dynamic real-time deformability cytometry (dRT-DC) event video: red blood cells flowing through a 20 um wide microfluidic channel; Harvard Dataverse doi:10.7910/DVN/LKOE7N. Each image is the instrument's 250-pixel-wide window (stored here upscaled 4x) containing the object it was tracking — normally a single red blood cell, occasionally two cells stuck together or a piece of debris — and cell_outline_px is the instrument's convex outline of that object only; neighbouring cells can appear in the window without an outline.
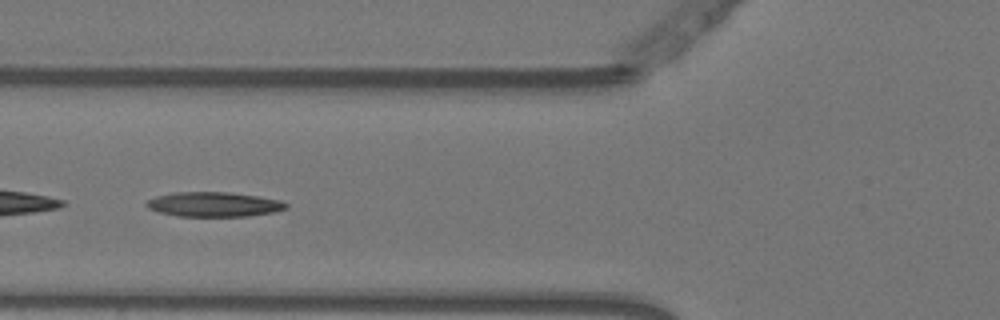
{"species": "Egyptian fruit bat (a non-hibernating species)", "species_latin": "Rousettus aegyptiacus", "temperature_condition": "warm", "stored_images_in_passage": 48, "camera_frame_rate_fps": 3000, "um_per_image_px": 0.085, "animal": {"sex": "female"}, "frame": {"image": 1, "passage_image": 14, "time_ms": 4.333, "image_size_px": [1000, 320], "cell_outline_px": [[288, 208], [272, 212], [248, 216], [176, 216], [160, 212], [148, 208], [144, 204], [148, 200], [156, 196], [176, 192], [228, 192], [260, 196], [280, 200], [288, 204]], "centroid_in_image_um": [18.18, 17.36], "position_along_channel_um": 107.6, "area_um2": 20.06}}
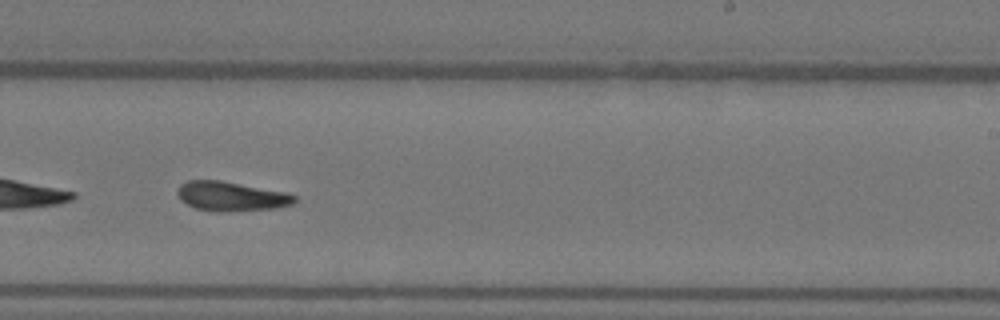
{"frame": {"image": 2, "passage_image": 27, "time_ms": 8.667, "image_size_px": [1000, 320], "cell_outline_px": [[296, 200], [292, 204], [276, 208], [220, 212], [196, 208], [180, 200], [176, 192], [176, 188], [180, 184], [188, 180], [220, 180], [288, 192], [296, 196]], "centroid_in_image_um": [19.64, 16.67], "position_along_channel_um": 269.4, "area_um2": 20.17}}
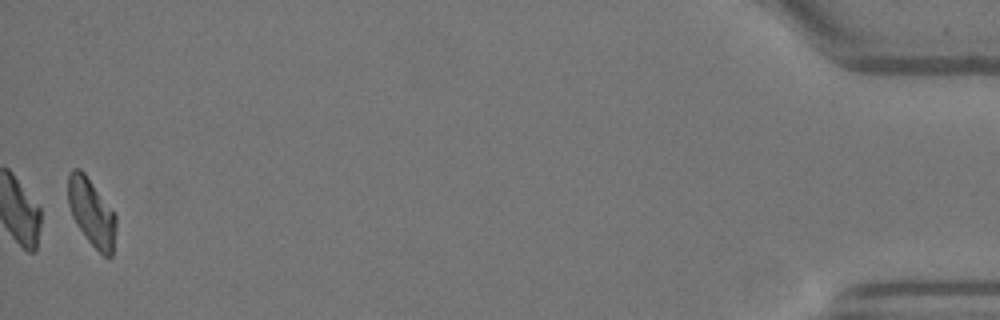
{"frame": {"image": 3, "passage_image": 47, "time_ms": 15.333, "image_size_px": [1000, 320], "cell_outline_px": [[116, 224], [112, 256], [108, 260], [88, 240], [76, 224], [72, 216], [68, 204], [68, 172], [72, 168], [80, 168], [84, 172], [116, 216]], "centroid_in_image_um": [7.76, 18.05], "position_along_channel_um": 427.4, "area_um2": 18.67}, "authors_computed_cell_mechanics": {"area_um2": 20.0566, "velocity_mm_per_s": 3.7316, "shape_relaxation_time_tau1_ms": 7.3852, "shape_relaxation_time_tau2_ms": 10.5844, "deformation_change_tau1": 0.2142, "deformation_change_tau2": 0.1771}}